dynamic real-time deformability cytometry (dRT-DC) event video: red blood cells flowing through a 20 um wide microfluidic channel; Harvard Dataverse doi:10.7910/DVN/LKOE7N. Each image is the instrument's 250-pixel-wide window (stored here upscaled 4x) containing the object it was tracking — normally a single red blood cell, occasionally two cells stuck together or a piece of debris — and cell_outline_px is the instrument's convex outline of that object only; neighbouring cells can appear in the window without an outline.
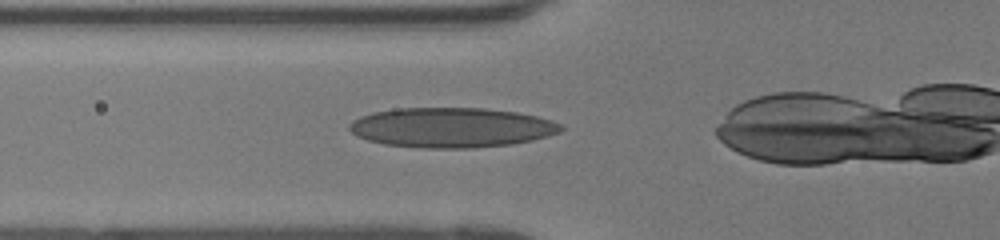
{"species": "human", "species_latin": "Homo sapiens", "temperature_condition": "room temperature", "stored_images_in_passage": 24, "camera_frame_rate_fps": 3000, "um_per_image_px": 0.085, "donor": {"sex": "female"}, "frame": {"image": 1, "passage_image": 2, "time_ms": 0.333, "image_size_px": [1000, 240], "cell_outline_px": [[564, 128], [560, 132], [532, 140], [512, 144], [472, 148], [424, 148], [384, 144], [368, 140], [356, 136], [348, 128], [348, 124], [352, 120], [360, 116], [372, 112], [396, 108], [484, 108], [516, 112], [536, 116], [552, 120], [560, 124]], "centroid_in_image_um": [38.35, 10.84], "position_along_channel_um": 87.5, "area_um2": 49.3}}
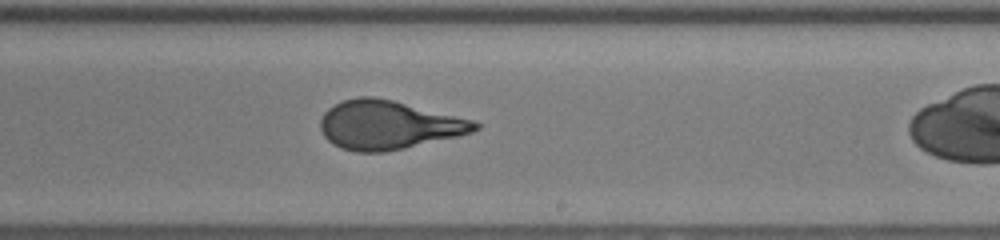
{"frame": {"image": 2, "passage_image": 14, "time_ms": 4.333, "image_size_px": [1000, 240], "cell_outline_px": [[480, 128], [472, 132], [456, 136], [404, 148], [384, 152], [356, 152], [340, 148], [332, 144], [324, 136], [320, 128], [320, 120], [324, 112], [328, 108], [344, 100], [360, 96], [372, 96], [392, 100], [472, 120], [480, 124]], "centroid_in_image_um": [32.96, 10.63], "position_along_channel_um": 256.0, "area_um2": 43.47}}
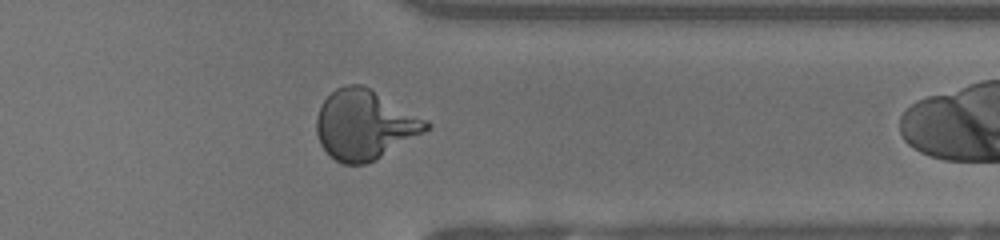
{"frame": {"image": 3, "passage_image": 23, "time_ms": 7.333, "image_size_px": [1000, 240], "cell_outline_px": [[432, 128], [376, 160], [364, 164], [344, 164], [328, 156], [320, 144], [316, 132], [316, 116], [320, 104], [336, 88], [344, 84], [360, 84], [368, 88], [428, 120], [432, 124]], "centroid_in_image_um": [30.98, 10.62], "position_along_channel_um": 380.4, "area_um2": 44.62}}